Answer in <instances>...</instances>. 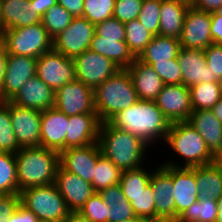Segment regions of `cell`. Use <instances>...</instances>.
Here are the masks:
<instances>
[{
    "mask_svg": "<svg viewBox=\"0 0 222 222\" xmlns=\"http://www.w3.org/2000/svg\"><path fill=\"white\" fill-rule=\"evenodd\" d=\"M108 122L140 138L149 147L161 140L165 142L171 125L156 101L141 99L117 113Z\"/></svg>",
    "mask_w": 222,
    "mask_h": 222,
    "instance_id": "obj_1",
    "label": "cell"
},
{
    "mask_svg": "<svg viewBox=\"0 0 222 222\" xmlns=\"http://www.w3.org/2000/svg\"><path fill=\"white\" fill-rule=\"evenodd\" d=\"M97 142L101 154L121 171L143 167L146 151L148 153L150 148L140 138L109 122L100 124Z\"/></svg>",
    "mask_w": 222,
    "mask_h": 222,
    "instance_id": "obj_2",
    "label": "cell"
},
{
    "mask_svg": "<svg viewBox=\"0 0 222 222\" xmlns=\"http://www.w3.org/2000/svg\"><path fill=\"white\" fill-rule=\"evenodd\" d=\"M15 158L18 194L27 188L54 184L59 152L41 146L21 148Z\"/></svg>",
    "mask_w": 222,
    "mask_h": 222,
    "instance_id": "obj_3",
    "label": "cell"
},
{
    "mask_svg": "<svg viewBox=\"0 0 222 222\" xmlns=\"http://www.w3.org/2000/svg\"><path fill=\"white\" fill-rule=\"evenodd\" d=\"M164 143L169 146V150L176 153L175 156L182 159L181 164L176 162V159H167L165 163L162 161V165L191 168L212 163L213 154L207 148L205 140L188 121L171 123Z\"/></svg>",
    "mask_w": 222,
    "mask_h": 222,
    "instance_id": "obj_4",
    "label": "cell"
},
{
    "mask_svg": "<svg viewBox=\"0 0 222 222\" xmlns=\"http://www.w3.org/2000/svg\"><path fill=\"white\" fill-rule=\"evenodd\" d=\"M138 100L127 69H119L94 89V105L100 123L108 122Z\"/></svg>",
    "mask_w": 222,
    "mask_h": 222,
    "instance_id": "obj_5",
    "label": "cell"
},
{
    "mask_svg": "<svg viewBox=\"0 0 222 222\" xmlns=\"http://www.w3.org/2000/svg\"><path fill=\"white\" fill-rule=\"evenodd\" d=\"M19 196L20 204L39 222H65L71 213L55 184L27 188Z\"/></svg>",
    "mask_w": 222,
    "mask_h": 222,
    "instance_id": "obj_6",
    "label": "cell"
},
{
    "mask_svg": "<svg viewBox=\"0 0 222 222\" xmlns=\"http://www.w3.org/2000/svg\"><path fill=\"white\" fill-rule=\"evenodd\" d=\"M8 54L39 58L52 49L53 40L41 22L22 28H10L1 38Z\"/></svg>",
    "mask_w": 222,
    "mask_h": 222,
    "instance_id": "obj_7",
    "label": "cell"
},
{
    "mask_svg": "<svg viewBox=\"0 0 222 222\" xmlns=\"http://www.w3.org/2000/svg\"><path fill=\"white\" fill-rule=\"evenodd\" d=\"M149 184L154 195L155 222H173L176 219L173 167L161 164L153 168Z\"/></svg>",
    "mask_w": 222,
    "mask_h": 222,
    "instance_id": "obj_8",
    "label": "cell"
},
{
    "mask_svg": "<svg viewBox=\"0 0 222 222\" xmlns=\"http://www.w3.org/2000/svg\"><path fill=\"white\" fill-rule=\"evenodd\" d=\"M36 76L54 92L76 79L75 63L53 48L37 58Z\"/></svg>",
    "mask_w": 222,
    "mask_h": 222,
    "instance_id": "obj_9",
    "label": "cell"
},
{
    "mask_svg": "<svg viewBox=\"0 0 222 222\" xmlns=\"http://www.w3.org/2000/svg\"><path fill=\"white\" fill-rule=\"evenodd\" d=\"M94 34L93 23L84 17H74L70 25L53 39L52 48L74 59L89 49Z\"/></svg>",
    "mask_w": 222,
    "mask_h": 222,
    "instance_id": "obj_10",
    "label": "cell"
},
{
    "mask_svg": "<svg viewBox=\"0 0 222 222\" xmlns=\"http://www.w3.org/2000/svg\"><path fill=\"white\" fill-rule=\"evenodd\" d=\"M54 107L66 116L96 113L94 90L75 79L55 92Z\"/></svg>",
    "mask_w": 222,
    "mask_h": 222,
    "instance_id": "obj_11",
    "label": "cell"
},
{
    "mask_svg": "<svg viewBox=\"0 0 222 222\" xmlns=\"http://www.w3.org/2000/svg\"><path fill=\"white\" fill-rule=\"evenodd\" d=\"M74 63L76 80L93 90L120 69L109 58L89 49L76 56Z\"/></svg>",
    "mask_w": 222,
    "mask_h": 222,
    "instance_id": "obj_12",
    "label": "cell"
},
{
    "mask_svg": "<svg viewBox=\"0 0 222 222\" xmlns=\"http://www.w3.org/2000/svg\"><path fill=\"white\" fill-rule=\"evenodd\" d=\"M9 111L20 148L39 147L42 111L17 106L10 100Z\"/></svg>",
    "mask_w": 222,
    "mask_h": 222,
    "instance_id": "obj_13",
    "label": "cell"
},
{
    "mask_svg": "<svg viewBox=\"0 0 222 222\" xmlns=\"http://www.w3.org/2000/svg\"><path fill=\"white\" fill-rule=\"evenodd\" d=\"M181 48L206 49L212 42L211 12L189 7L184 19L181 36Z\"/></svg>",
    "mask_w": 222,
    "mask_h": 222,
    "instance_id": "obj_14",
    "label": "cell"
},
{
    "mask_svg": "<svg viewBox=\"0 0 222 222\" xmlns=\"http://www.w3.org/2000/svg\"><path fill=\"white\" fill-rule=\"evenodd\" d=\"M100 154L98 142L82 147H71L59 153V163L65 171L92 183Z\"/></svg>",
    "mask_w": 222,
    "mask_h": 222,
    "instance_id": "obj_15",
    "label": "cell"
},
{
    "mask_svg": "<svg viewBox=\"0 0 222 222\" xmlns=\"http://www.w3.org/2000/svg\"><path fill=\"white\" fill-rule=\"evenodd\" d=\"M155 101L170 123L188 121L193 111L189 87L183 84L164 85Z\"/></svg>",
    "mask_w": 222,
    "mask_h": 222,
    "instance_id": "obj_16",
    "label": "cell"
},
{
    "mask_svg": "<svg viewBox=\"0 0 222 222\" xmlns=\"http://www.w3.org/2000/svg\"><path fill=\"white\" fill-rule=\"evenodd\" d=\"M37 58L8 54L3 77V102L11 100L36 75Z\"/></svg>",
    "mask_w": 222,
    "mask_h": 222,
    "instance_id": "obj_17",
    "label": "cell"
},
{
    "mask_svg": "<svg viewBox=\"0 0 222 222\" xmlns=\"http://www.w3.org/2000/svg\"><path fill=\"white\" fill-rule=\"evenodd\" d=\"M54 184L71 212H78L84 203L96 193L92 183L65 171L60 165L57 168Z\"/></svg>",
    "mask_w": 222,
    "mask_h": 222,
    "instance_id": "obj_18",
    "label": "cell"
},
{
    "mask_svg": "<svg viewBox=\"0 0 222 222\" xmlns=\"http://www.w3.org/2000/svg\"><path fill=\"white\" fill-rule=\"evenodd\" d=\"M69 126V116L55 107L42 111L40 146L57 152L65 150V137Z\"/></svg>",
    "mask_w": 222,
    "mask_h": 222,
    "instance_id": "obj_19",
    "label": "cell"
},
{
    "mask_svg": "<svg viewBox=\"0 0 222 222\" xmlns=\"http://www.w3.org/2000/svg\"><path fill=\"white\" fill-rule=\"evenodd\" d=\"M182 73V84L186 87L205 82H218L206 65L202 49L181 48L177 57Z\"/></svg>",
    "mask_w": 222,
    "mask_h": 222,
    "instance_id": "obj_20",
    "label": "cell"
},
{
    "mask_svg": "<svg viewBox=\"0 0 222 222\" xmlns=\"http://www.w3.org/2000/svg\"><path fill=\"white\" fill-rule=\"evenodd\" d=\"M10 101L20 107L45 111L54 107L55 92L35 75Z\"/></svg>",
    "mask_w": 222,
    "mask_h": 222,
    "instance_id": "obj_21",
    "label": "cell"
},
{
    "mask_svg": "<svg viewBox=\"0 0 222 222\" xmlns=\"http://www.w3.org/2000/svg\"><path fill=\"white\" fill-rule=\"evenodd\" d=\"M100 121L96 113L69 116V126L65 137V149L82 147L98 141Z\"/></svg>",
    "mask_w": 222,
    "mask_h": 222,
    "instance_id": "obj_22",
    "label": "cell"
},
{
    "mask_svg": "<svg viewBox=\"0 0 222 222\" xmlns=\"http://www.w3.org/2000/svg\"><path fill=\"white\" fill-rule=\"evenodd\" d=\"M1 18L4 30L27 27L42 20L35 3L30 0H2Z\"/></svg>",
    "mask_w": 222,
    "mask_h": 222,
    "instance_id": "obj_23",
    "label": "cell"
},
{
    "mask_svg": "<svg viewBox=\"0 0 222 222\" xmlns=\"http://www.w3.org/2000/svg\"><path fill=\"white\" fill-rule=\"evenodd\" d=\"M173 197L176 210V219L198 198L195 167H173Z\"/></svg>",
    "mask_w": 222,
    "mask_h": 222,
    "instance_id": "obj_24",
    "label": "cell"
},
{
    "mask_svg": "<svg viewBox=\"0 0 222 222\" xmlns=\"http://www.w3.org/2000/svg\"><path fill=\"white\" fill-rule=\"evenodd\" d=\"M127 70L130 73L138 98L155 101L165 85L158 73L137 58Z\"/></svg>",
    "mask_w": 222,
    "mask_h": 222,
    "instance_id": "obj_25",
    "label": "cell"
},
{
    "mask_svg": "<svg viewBox=\"0 0 222 222\" xmlns=\"http://www.w3.org/2000/svg\"><path fill=\"white\" fill-rule=\"evenodd\" d=\"M188 122L205 140L212 154L222 147V123L212 109L192 111Z\"/></svg>",
    "mask_w": 222,
    "mask_h": 222,
    "instance_id": "obj_26",
    "label": "cell"
},
{
    "mask_svg": "<svg viewBox=\"0 0 222 222\" xmlns=\"http://www.w3.org/2000/svg\"><path fill=\"white\" fill-rule=\"evenodd\" d=\"M190 6L174 0H161L159 35L180 38Z\"/></svg>",
    "mask_w": 222,
    "mask_h": 222,
    "instance_id": "obj_27",
    "label": "cell"
},
{
    "mask_svg": "<svg viewBox=\"0 0 222 222\" xmlns=\"http://www.w3.org/2000/svg\"><path fill=\"white\" fill-rule=\"evenodd\" d=\"M89 50L109 58L120 69H127L136 59L125 41L103 39L96 33L90 42Z\"/></svg>",
    "mask_w": 222,
    "mask_h": 222,
    "instance_id": "obj_28",
    "label": "cell"
},
{
    "mask_svg": "<svg viewBox=\"0 0 222 222\" xmlns=\"http://www.w3.org/2000/svg\"><path fill=\"white\" fill-rule=\"evenodd\" d=\"M198 200H218L222 196V170L213 163L195 166Z\"/></svg>",
    "mask_w": 222,
    "mask_h": 222,
    "instance_id": "obj_29",
    "label": "cell"
},
{
    "mask_svg": "<svg viewBox=\"0 0 222 222\" xmlns=\"http://www.w3.org/2000/svg\"><path fill=\"white\" fill-rule=\"evenodd\" d=\"M181 44L178 38L156 35L137 58L141 62H163L178 57Z\"/></svg>",
    "mask_w": 222,
    "mask_h": 222,
    "instance_id": "obj_30",
    "label": "cell"
},
{
    "mask_svg": "<svg viewBox=\"0 0 222 222\" xmlns=\"http://www.w3.org/2000/svg\"><path fill=\"white\" fill-rule=\"evenodd\" d=\"M98 193L102 200L110 206L109 222H119L136 217L119 184L109 186Z\"/></svg>",
    "mask_w": 222,
    "mask_h": 222,
    "instance_id": "obj_31",
    "label": "cell"
},
{
    "mask_svg": "<svg viewBox=\"0 0 222 222\" xmlns=\"http://www.w3.org/2000/svg\"><path fill=\"white\" fill-rule=\"evenodd\" d=\"M193 111L212 109L221 100L219 82L198 83L189 87Z\"/></svg>",
    "mask_w": 222,
    "mask_h": 222,
    "instance_id": "obj_32",
    "label": "cell"
},
{
    "mask_svg": "<svg viewBox=\"0 0 222 222\" xmlns=\"http://www.w3.org/2000/svg\"><path fill=\"white\" fill-rule=\"evenodd\" d=\"M121 173L122 171L112 161L100 154L92 181L95 192L119 184Z\"/></svg>",
    "mask_w": 222,
    "mask_h": 222,
    "instance_id": "obj_33",
    "label": "cell"
},
{
    "mask_svg": "<svg viewBox=\"0 0 222 222\" xmlns=\"http://www.w3.org/2000/svg\"><path fill=\"white\" fill-rule=\"evenodd\" d=\"M125 42L129 50L138 58L144 51L145 47L153 39L154 35L151 34L139 21L134 19L125 22Z\"/></svg>",
    "mask_w": 222,
    "mask_h": 222,
    "instance_id": "obj_34",
    "label": "cell"
},
{
    "mask_svg": "<svg viewBox=\"0 0 222 222\" xmlns=\"http://www.w3.org/2000/svg\"><path fill=\"white\" fill-rule=\"evenodd\" d=\"M18 194L15 154L0 152V195Z\"/></svg>",
    "mask_w": 222,
    "mask_h": 222,
    "instance_id": "obj_35",
    "label": "cell"
},
{
    "mask_svg": "<svg viewBox=\"0 0 222 222\" xmlns=\"http://www.w3.org/2000/svg\"><path fill=\"white\" fill-rule=\"evenodd\" d=\"M73 18L63 6L56 4L42 16L41 23L53 40L70 25Z\"/></svg>",
    "mask_w": 222,
    "mask_h": 222,
    "instance_id": "obj_36",
    "label": "cell"
},
{
    "mask_svg": "<svg viewBox=\"0 0 222 222\" xmlns=\"http://www.w3.org/2000/svg\"><path fill=\"white\" fill-rule=\"evenodd\" d=\"M9 111V100L0 102V152L16 154L20 150Z\"/></svg>",
    "mask_w": 222,
    "mask_h": 222,
    "instance_id": "obj_37",
    "label": "cell"
},
{
    "mask_svg": "<svg viewBox=\"0 0 222 222\" xmlns=\"http://www.w3.org/2000/svg\"><path fill=\"white\" fill-rule=\"evenodd\" d=\"M149 171L144 166L134 170L122 171L119 185L127 199L128 194H138L148 186L153 168Z\"/></svg>",
    "mask_w": 222,
    "mask_h": 222,
    "instance_id": "obj_38",
    "label": "cell"
},
{
    "mask_svg": "<svg viewBox=\"0 0 222 222\" xmlns=\"http://www.w3.org/2000/svg\"><path fill=\"white\" fill-rule=\"evenodd\" d=\"M128 201L136 217L155 222L154 195L150 184L138 194H128Z\"/></svg>",
    "mask_w": 222,
    "mask_h": 222,
    "instance_id": "obj_39",
    "label": "cell"
},
{
    "mask_svg": "<svg viewBox=\"0 0 222 222\" xmlns=\"http://www.w3.org/2000/svg\"><path fill=\"white\" fill-rule=\"evenodd\" d=\"M218 215V201L208 198L197 200L187 208L177 219H194L200 222H216Z\"/></svg>",
    "mask_w": 222,
    "mask_h": 222,
    "instance_id": "obj_40",
    "label": "cell"
},
{
    "mask_svg": "<svg viewBox=\"0 0 222 222\" xmlns=\"http://www.w3.org/2000/svg\"><path fill=\"white\" fill-rule=\"evenodd\" d=\"M115 0H84L83 17L97 25L113 18Z\"/></svg>",
    "mask_w": 222,
    "mask_h": 222,
    "instance_id": "obj_41",
    "label": "cell"
},
{
    "mask_svg": "<svg viewBox=\"0 0 222 222\" xmlns=\"http://www.w3.org/2000/svg\"><path fill=\"white\" fill-rule=\"evenodd\" d=\"M109 209L110 206L96 192L84 203L78 213L89 222H109Z\"/></svg>",
    "mask_w": 222,
    "mask_h": 222,
    "instance_id": "obj_42",
    "label": "cell"
},
{
    "mask_svg": "<svg viewBox=\"0 0 222 222\" xmlns=\"http://www.w3.org/2000/svg\"><path fill=\"white\" fill-rule=\"evenodd\" d=\"M161 0H143L138 21L154 36L159 35Z\"/></svg>",
    "mask_w": 222,
    "mask_h": 222,
    "instance_id": "obj_43",
    "label": "cell"
},
{
    "mask_svg": "<svg viewBox=\"0 0 222 222\" xmlns=\"http://www.w3.org/2000/svg\"><path fill=\"white\" fill-rule=\"evenodd\" d=\"M151 66L165 85L182 84V73L177 58L163 62H142Z\"/></svg>",
    "mask_w": 222,
    "mask_h": 222,
    "instance_id": "obj_44",
    "label": "cell"
},
{
    "mask_svg": "<svg viewBox=\"0 0 222 222\" xmlns=\"http://www.w3.org/2000/svg\"><path fill=\"white\" fill-rule=\"evenodd\" d=\"M95 33L103 39L125 41V24L115 18L106 19L95 25Z\"/></svg>",
    "mask_w": 222,
    "mask_h": 222,
    "instance_id": "obj_45",
    "label": "cell"
},
{
    "mask_svg": "<svg viewBox=\"0 0 222 222\" xmlns=\"http://www.w3.org/2000/svg\"><path fill=\"white\" fill-rule=\"evenodd\" d=\"M143 0H115L113 18L128 22L138 18Z\"/></svg>",
    "mask_w": 222,
    "mask_h": 222,
    "instance_id": "obj_46",
    "label": "cell"
},
{
    "mask_svg": "<svg viewBox=\"0 0 222 222\" xmlns=\"http://www.w3.org/2000/svg\"><path fill=\"white\" fill-rule=\"evenodd\" d=\"M206 57V65L211 74L219 82L222 80V44H210L203 50Z\"/></svg>",
    "mask_w": 222,
    "mask_h": 222,
    "instance_id": "obj_47",
    "label": "cell"
},
{
    "mask_svg": "<svg viewBox=\"0 0 222 222\" xmlns=\"http://www.w3.org/2000/svg\"><path fill=\"white\" fill-rule=\"evenodd\" d=\"M19 204V194L0 195V222H7Z\"/></svg>",
    "mask_w": 222,
    "mask_h": 222,
    "instance_id": "obj_48",
    "label": "cell"
},
{
    "mask_svg": "<svg viewBox=\"0 0 222 222\" xmlns=\"http://www.w3.org/2000/svg\"><path fill=\"white\" fill-rule=\"evenodd\" d=\"M7 222H39V220L33 212L19 204Z\"/></svg>",
    "mask_w": 222,
    "mask_h": 222,
    "instance_id": "obj_49",
    "label": "cell"
},
{
    "mask_svg": "<svg viewBox=\"0 0 222 222\" xmlns=\"http://www.w3.org/2000/svg\"><path fill=\"white\" fill-rule=\"evenodd\" d=\"M73 17H83L84 0H57Z\"/></svg>",
    "mask_w": 222,
    "mask_h": 222,
    "instance_id": "obj_50",
    "label": "cell"
},
{
    "mask_svg": "<svg viewBox=\"0 0 222 222\" xmlns=\"http://www.w3.org/2000/svg\"><path fill=\"white\" fill-rule=\"evenodd\" d=\"M211 35L214 44H222V17L211 12Z\"/></svg>",
    "mask_w": 222,
    "mask_h": 222,
    "instance_id": "obj_51",
    "label": "cell"
},
{
    "mask_svg": "<svg viewBox=\"0 0 222 222\" xmlns=\"http://www.w3.org/2000/svg\"><path fill=\"white\" fill-rule=\"evenodd\" d=\"M222 5V0H192L191 7L206 11V12H215Z\"/></svg>",
    "mask_w": 222,
    "mask_h": 222,
    "instance_id": "obj_52",
    "label": "cell"
},
{
    "mask_svg": "<svg viewBox=\"0 0 222 222\" xmlns=\"http://www.w3.org/2000/svg\"><path fill=\"white\" fill-rule=\"evenodd\" d=\"M7 57L6 46L0 38V102H3V77L6 71Z\"/></svg>",
    "mask_w": 222,
    "mask_h": 222,
    "instance_id": "obj_53",
    "label": "cell"
},
{
    "mask_svg": "<svg viewBox=\"0 0 222 222\" xmlns=\"http://www.w3.org/2000/svg\"><path fill=\"white\" fill-rule=\"evenodd\" d=\"M32 3H35L37 12L43 16L49 8L57 4V0H30Z\"/></svg>",
    "mask_w": 222,
    "mask_h": 222,
    "instance_id": "obj_54",
    "label": "cell"
},
{
    "mask_svg": "<svg viewBox=\"0 0 222 222\" xmlns=\"http://www.w3.org/2000/svg\"><path fill=\"white\" fill-rule=\"evenodd\" d=\"M212 163L222 170V147L213 154Z\"/></svg>",
    "mask_w": 222,
    "mask_h": 222,
    "instance_id": "obj_55",
    "label": "cell"
},
{
    "mask_svg": "<svg viewBox=\"0 0 222 222\" xmlns=\"http://www.w3.org/2000/svg\"><path fill=\"white\" fill-rule=\"evenodd\" d=\"M65 222H89V221L83 216H81L78 212H71Z\"/></svg>",
    "mask_w": 222,
    "mask_h": 222,
    "instance_id": "obj_56",
    "label": "cell"
},
{
    "mask_svg": "<svg viewBox=\"0 0 222 222\" xmlns=\"http://www.w3.org/2000/svg\"><path fill=\"white\" fill-rule=\"evenodd\" d=\"M215 116L222 123V98L221 100L212 108Z\"/></svg>",
    "mask_w": 222,
    "mask_h": 222,
    "instance_id": "obj_57",
    "label": "cell"
},
{
    "mask_svg": "<svg viewBox=\"0 0 222 222\" xmlns=\"http://www.w3.org/2000/svg\"><path fill=\"white\" fill-rule=\"evenodd\" d=\"M217 201H218V215L216 222H222V196Z\"/></svg>",
    "mask_w": 222,
    "mask_h": 222,
    "instance_id": "obj_58",
    "label": "cell"
},
{
    "mask_svg": "<svg viewBox=\"0 0 222 222\" xmlns=\"http://www.w3.org/2000/svg\"><path fill=\"white\" fill-rule=\"evenodd\" d=\"M119 222H148V221L145 220L144 218L134 217V218H130L128 220L119 221Z\"/></svg>",
    "mask_w": 222,
    "mask_h": 222,
    "instance_id": "obj_59",
    "label": "cell"
},
{
    "mask_svg": "<svg viewBox=\"0 0 222 222\" xmlns=\"http://www.w3.org/2000/svg\"><path fill=\"white\" fill-rule=\"evenodd\" d=\"M1 1L0 0V38H2V35H3V32H4V28H3V25H2V18H1Z\"/></svg>",
    "mask_w": 222,
    "mask_h": 222,
    "instance_id": "obj_60",
    "label": "cell"
},
{
    "mask_svg": "<svg viewBox=\"0 0 222 222\" xmlns=\"http://www.w3.org/2000/svg\"><path fill=\"white\" fill-rule=\"evenodd\" d=\"M173 222H200L194 219H175Z\"/></svg>",
    "mask_w": 222,
    "mask_h": 222,
    "instance_id": "obj_61",
    "label": "cell"
},
{
    "mask_svg": "<svg viewBox=\"0 0 222 222\" xmlns=\"http://www.w3.org/2000/svg\"><path fill=\"white\" fill-rule=\"evenodd\" d=\"M174 1H179V2L185 3L188 6H191V3H192V0H174Z\"/></svg>",
    "mask_w": 222,
    "mask_h": 222,
    "instance_id": "obj_62",
    "label": "cell"
},
{
    "mask_svg": "<svg viewBox=\"0 0 222 222\" xmlns=\"http://www.w3.org/2000/svg\"><path fill=\"white\" fill-rule=\"evenodd\" d=\"M218 15H220L222 17V5L220 6V8L215 11Z\"/></svg>",
    "mask_w": 222,
    "mask_h": 222,
    "instance_id": "obj_63",
    "label": "cell"
},
{
    "mask_svg": "<svg viewBox=\"0 0 222 222\" xmlns=\"http://www.w3.org/2000/svg\"><path fill=\"white\" fill-rule=\"evenodd\" d=\"M219 83H220V90H221V97H222V80H220Z\"/></svg>",
    "mask_w": 222,
    "mask_h": 222,
    "instance_id": "obj_64",
    "label": "cell"
}]
</instances>
